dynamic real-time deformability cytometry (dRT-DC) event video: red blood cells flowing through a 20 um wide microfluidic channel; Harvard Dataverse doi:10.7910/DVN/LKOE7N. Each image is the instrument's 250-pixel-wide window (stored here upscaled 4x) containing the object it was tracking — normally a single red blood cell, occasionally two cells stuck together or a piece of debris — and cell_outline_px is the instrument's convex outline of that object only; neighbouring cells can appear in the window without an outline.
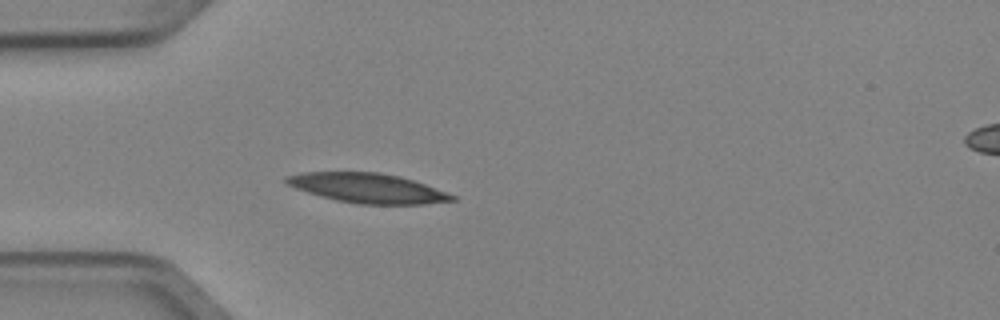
{"species": "Egyptian fruit bat (a non-hibernating species)", "species_latin": "Rousettus aegyptiacus", "temperature_condition": "cold", "stored_images_in_passage": 4, "camera_frame_rate_fps": 3000, "um_per_image_px": 0.085, "animal": {"sex": "female"}, "frame": {"image": 1, "passage_image": 4, "time_ms": 1.0, "image_size_px": [1000, 320], "cell_outline_px": [[456, 200], [424, 204], [356, 204], [336, 200], [308, 192], [296, 188], [288, 184], [284, 180], [284, 176], [304, 172], [380, 172], [400, 176], [424, 184], [456, 196]], "centroid_in_image_um": [31.24, 15.98], "position_along_channel_um": 53.8, "area_um2": 28.38}}